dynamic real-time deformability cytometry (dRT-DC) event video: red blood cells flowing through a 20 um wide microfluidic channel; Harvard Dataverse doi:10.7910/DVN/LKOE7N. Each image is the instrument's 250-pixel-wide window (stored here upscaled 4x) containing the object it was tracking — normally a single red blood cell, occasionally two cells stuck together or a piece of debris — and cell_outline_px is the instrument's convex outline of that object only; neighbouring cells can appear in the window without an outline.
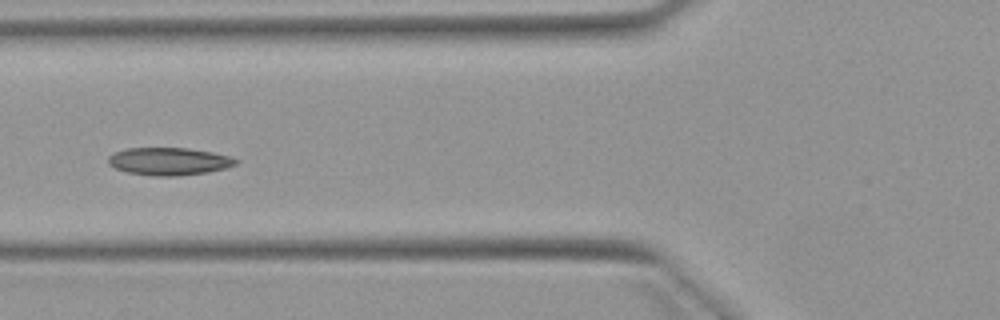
{"species": "Egyptian fruit bat (a non-hibernating species)", "species_latin": "Rousettus aegyptiacus", "temperature_condition": "warm", "stored_images_in_passage": 6, "camera_frame_rate_fps": 3000, "um_per_image_px": 0.085, "animal": {"sex": "female"}, "frame": {"image": 1, "passage_image": 6, "time_ms": 5.667, "image_size_px": [1000, 320], "cell_outline_px": [[240, 160], [236, 164], [224, 168], [208, 172], [176, 176], [152, 176], [128, 172], [116, 168], [108, 164], [108, 156], [112, 152], [128, 148], [188, 148], [212, 152], [228, 156]], "centroid_in_image_um": [14.33, 13.71], "position_along_channel_um": 111.5, "area_um2": 20.52}}